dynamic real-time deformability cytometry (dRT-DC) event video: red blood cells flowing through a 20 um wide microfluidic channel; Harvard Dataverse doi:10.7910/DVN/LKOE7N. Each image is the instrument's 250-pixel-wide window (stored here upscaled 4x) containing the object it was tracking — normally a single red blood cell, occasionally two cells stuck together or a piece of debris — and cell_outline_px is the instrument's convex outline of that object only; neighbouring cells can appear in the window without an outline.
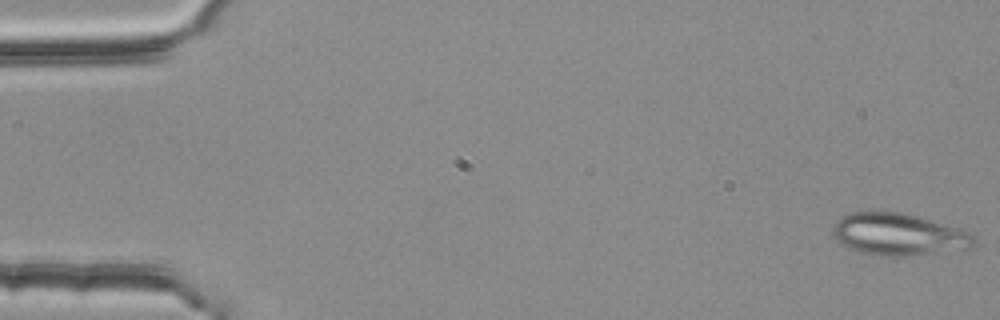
{"species": "common noctule bat (a hibernating species)", "species_latin": "Nyctalus noctula", "temperature_condition": "room temperature", "stored_images_in_passage": 55, "camera_frame_rate_fps": 3000, "um_per_image_px": 0.085, "animal": {"sex": "female", "body_mass_g": 25.1}, "frame": {"image": 1, "passage_image": 1, "time_ms": 0.0, "image_size_px": [1000, 320], "cell_outline_px": [[976, 244], [972, 248], [908, 256], [880, 256], [860, 252], [844, 244], [832, 232], [832, 228], [836, 220], [840, 216], [852, 212], [904, 212], [968, 232], [976, 240]], "centroid_in_image_um": [76.37, 19.93], "position_along_channel_um": 8.6, "area_um2": 34.16}}
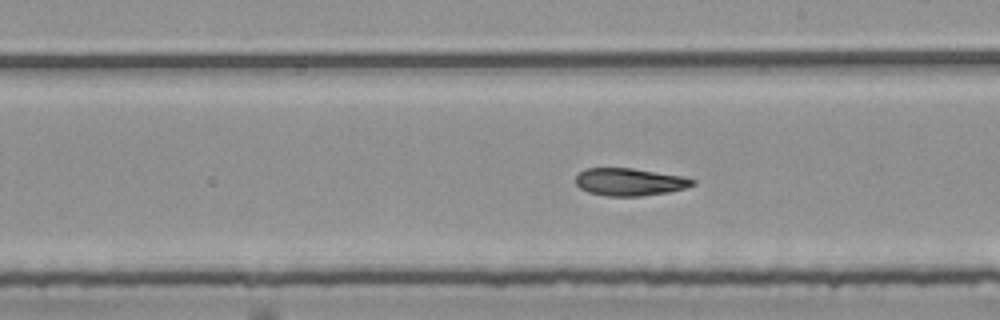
{"frame": {"image": 2, "passage_image": 31, "time_ms": 10.0, "image_size_px": [1000, 320], "cell_outline_px": [[696, 184], [684, 188], [668, 192], [640, 196], [604, 196], [588, 192], [580, 188], [576, 184], [576, 176], [584, 168], [632, 168], [684, 176], [696, 180]], "centroid_in_image_um": [53.52, 15.46], "position_along_channel_um": 235.5, "area_um2": 18.84}}
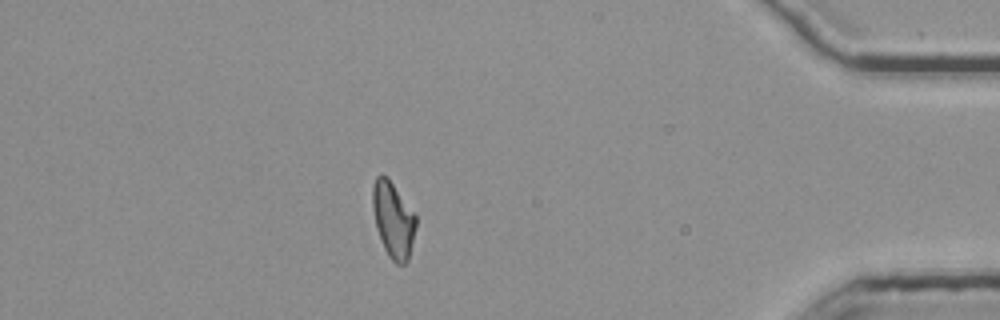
{"frame": {"image": 3, "passage_image": 48, "time_ms": 15.667, "image_size_px": [1000, 320], "cell_outline_px": [[416, 228], [408, 260], [404, 264], [396, 264], [388, 256], [384, 248], [376, 228], [372, 208], [372, 188], [376, 176], [380, 172], [388, 176], [416, 216]], "centroid_in_image_um": [33.4, 18.65], "position_along_channel_um": 401.8, "area_um2": 19.31}, "authors_computed_cell_mechanics": {"area_um2": 19.5942, "velocity_mm_per_s": 3.7412, "shape_relaxation_time_tau1_ms": null, "shape_relaxation_time_tau2_ms": 5.2163, "deformation_change_tau1": null, "deformation_change_tau2": 0.1367}}